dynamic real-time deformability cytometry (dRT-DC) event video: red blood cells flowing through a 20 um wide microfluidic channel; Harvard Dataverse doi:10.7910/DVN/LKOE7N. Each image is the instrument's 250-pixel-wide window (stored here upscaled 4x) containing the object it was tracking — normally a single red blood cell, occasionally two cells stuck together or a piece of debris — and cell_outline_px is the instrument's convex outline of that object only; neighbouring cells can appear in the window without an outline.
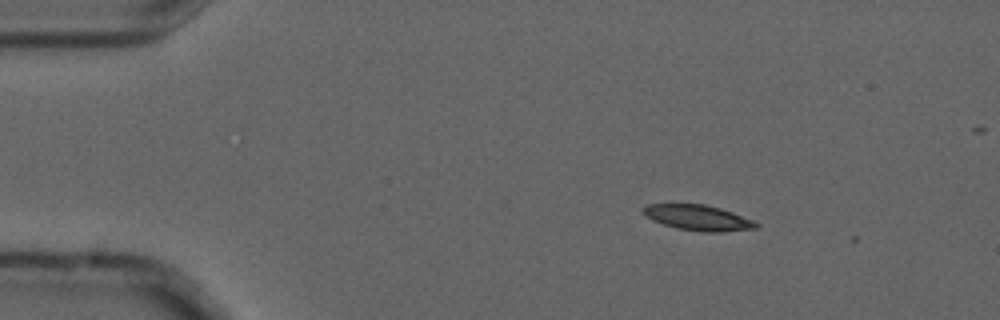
{"species": "common noctule bat (a hibernating species)", "species_latin": "Nyctalus noctula", "temperature_condition": "cold", "stored_images_in_passage": 3, "camera_frame_rate_fps": 3000, "um_per_image_px": 0.085, "animal": {"sex": "male", "forearm_length_mm": 52.5}, "frame": {"image": 1, "passage_image": 2, "time_ms": 0.333, "image_size_px": [1000, 320], "cell_outline_px": [[760, 224], [756, 228], [724, 232], [704, 232], [676, 228], [652, 220], [640, 212], [640, 208], [648, 204], [704, 204], [720, 208], [732, 212], [752, 220]], "centroid_in_image_um": [59.29, 18.5], "position_along_channel_um": 25.7, "area_um2": 16.82}}